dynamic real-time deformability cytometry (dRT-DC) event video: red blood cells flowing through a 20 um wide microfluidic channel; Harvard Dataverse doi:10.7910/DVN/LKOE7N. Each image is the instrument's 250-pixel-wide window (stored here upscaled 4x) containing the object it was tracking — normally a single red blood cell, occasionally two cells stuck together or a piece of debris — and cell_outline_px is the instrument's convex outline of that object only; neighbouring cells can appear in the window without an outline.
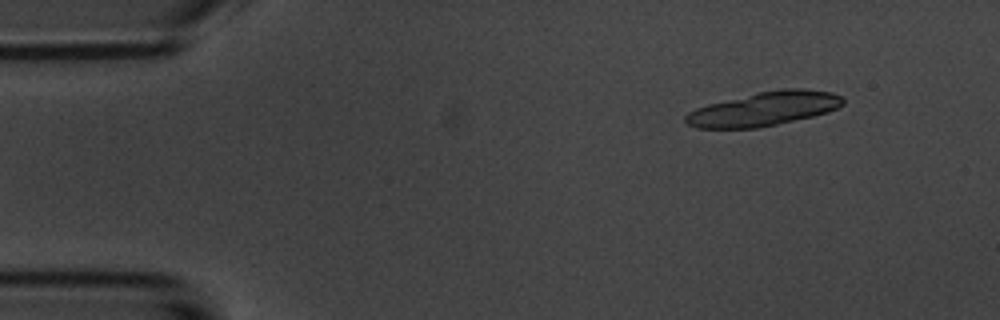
{"species": "common noctule bat (a hibernating species)", "species_latin": "Nyctalus noctula", "temperature_condition": "room temperature", "stored_images_in_passage": 4, "segment_of_instrument_passage": [2, 2], "camera_frame_rate_fps": 3000, "um_per_image_px": 0.085, "animal": {"sex": "male", "body_mass_g": 20.1, "forearm_length_mm": 53.5}, "frame": {"image": 1, "passage_image": 4, "time_ms": 4.333, "image_size_px": [1000, 320], "cell_outline_px": [[844, 104], [828, 112], [812, 116], [760, 128], [696, 128], [688, 124], [684, 120], [684, 116], [688, 112], [696, 108], [708, 104], [760, 92], [784, 88], [804, 88], [832, 92], [840, 96], [844, 100]], "centroid_in_image_um": [64.94, 9.25], "position_along_channel_um": 20.1, "area_um2": 31.04}}